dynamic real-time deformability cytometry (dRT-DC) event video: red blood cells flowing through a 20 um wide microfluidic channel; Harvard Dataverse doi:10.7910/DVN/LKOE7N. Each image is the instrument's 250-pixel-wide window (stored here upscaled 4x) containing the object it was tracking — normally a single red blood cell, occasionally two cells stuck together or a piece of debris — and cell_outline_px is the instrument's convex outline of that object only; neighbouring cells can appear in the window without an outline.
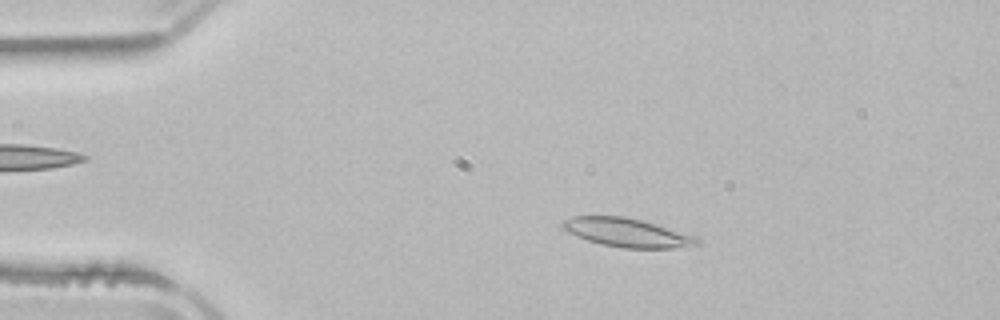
{"species": "common noctule bat (a hibernating species)", "species_latin": "Nyctalus noctula", "temperature_condition": "room temperature", "stored_images_in_passage": 52, "camera_frame_rate_fps": 3000, "um_per_image_px": 0.085, "animal": {"sex": "male", "body_mass_g": 21.5, "forearm_length_mm": 52.0}, "frame": {"image": 1, "passage_image": 10, "time_ms": 3.0, "image_size_px": [1000, 320], "cell_outline_px": [[700, 244], [672, 248], [624, 248], [604, 244], [588, 240], [576, 236], [568, 232], [560, 224], [564, 220], [572, 216], [624, 216], [656, 224], [696, 236], [700, 240]], "centroid_in_image_um": [53.3, 19.76], "position_along_channel_um": 31.7, "area_um2": 22.25}}
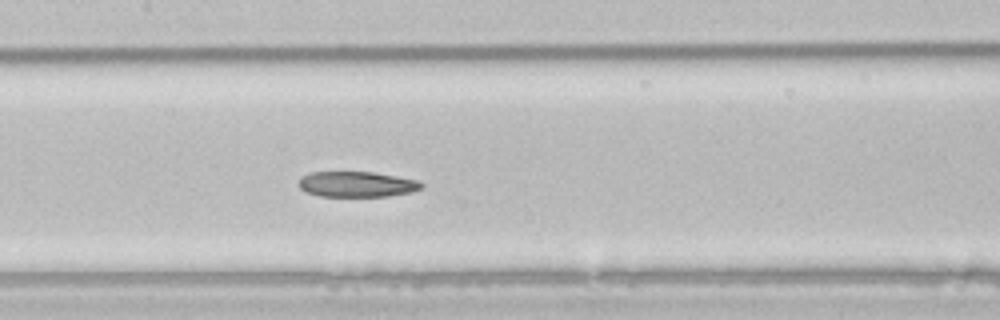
{"frame": {"image": 2, "passage_image": 25, "time_ms": 8.0, "image_size_px": [1000, 320], "cell_outline_px": [[424, 188], [412, 192], [388, 196], [320, 196], [304, 192], [296, 184], [300, 176], [312, 172], [372, 172], [420, 180], [424, 184]], "centroid_in_image_um": [30.32, 15.66], "position_along_channel_um": 177.1, "area_um2": 18.55}}
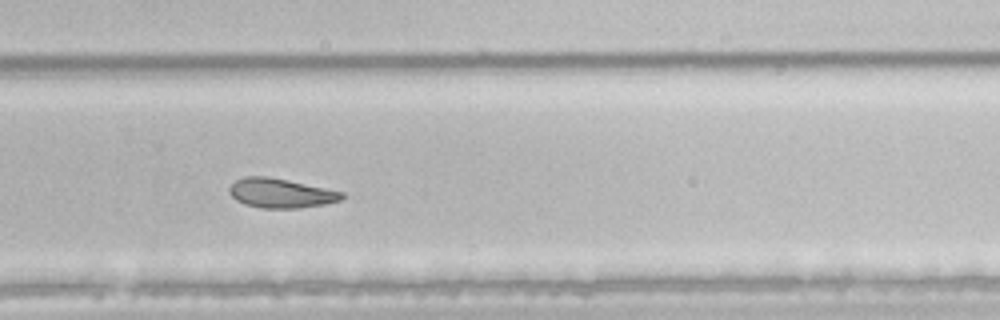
{"frame": {"image": 3, "passage_image": 35, "time_ms": 11.333, "image_size_px": [1000, 320], "cell_outline_px": [[344, 196], [340, 200], [324, 204], [300, 208], [260, 208], [244, 204], [236, 200], [228, 192], [228, 188], [236, 180], [244, 176], [264, 176], [344, 192]], "centroid_in_image_um": [23.81, 16.43], "position_along_channel_um": 306.0, "area_um2": 19.02}, "authors_computed_cell_mechanics": {"area_um2": 21.7328, "velocity_mm_per_s": 3.8856, "shape_relaxation_time_tau1_ms": null, "shape_relaxation_time_tau2_ms": 8.0055, "deformation_change_tau1": null, "deformation_change_tau2": 0.1434}}